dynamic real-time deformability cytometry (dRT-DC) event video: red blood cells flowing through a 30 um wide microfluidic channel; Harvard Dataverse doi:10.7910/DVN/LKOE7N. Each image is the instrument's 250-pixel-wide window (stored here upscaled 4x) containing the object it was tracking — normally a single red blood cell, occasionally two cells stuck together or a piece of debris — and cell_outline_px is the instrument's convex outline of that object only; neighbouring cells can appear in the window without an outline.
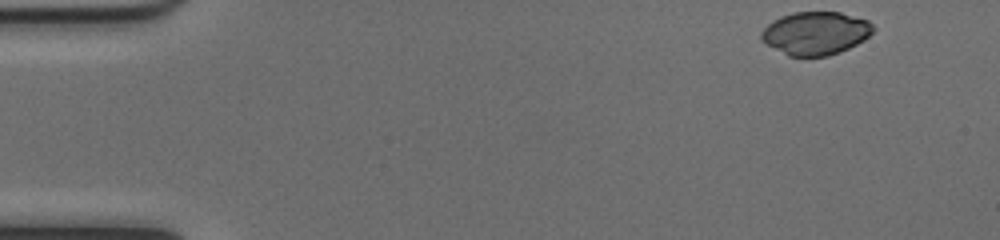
{"species": "common noctule bat (a hibernating species)", "species_latin": "Nyctalus noctula", "temperature_condition": "cold", "stored_images_in_passage": 48, "camera_frame_rate_fps": 3000, "um_per_image_px": 0.085, "animal": {"sex": "female", "body_mass_g": 17.0, "forearm_length_mm": 48.0}, "frame": {"image": 1, "passage_image": 1, "time_ms": 0.0, "image_size_px": [1000, 240], "cell_outline_px": [[876, 28], [864, 40], [840, 52], [828, 56], [788, 56], [760, 40], [760, 32], [772, 20], [780, 16], [792, 12], [840, 12], [868, 20]], "centroid_in_image_um": [69.31, 2.81], "position_along_channel_um": 15.7, "area_um2": 28.21}}